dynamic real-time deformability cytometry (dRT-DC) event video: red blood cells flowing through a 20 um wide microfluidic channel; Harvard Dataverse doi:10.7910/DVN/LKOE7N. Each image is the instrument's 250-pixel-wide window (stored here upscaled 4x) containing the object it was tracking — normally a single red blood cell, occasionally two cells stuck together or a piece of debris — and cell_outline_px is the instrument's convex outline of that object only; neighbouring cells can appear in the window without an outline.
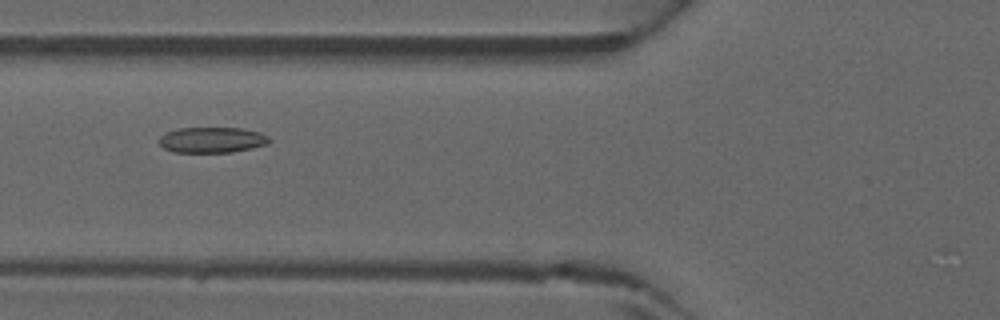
{"species": "common noctule bat (a hibernating species)", "species_latin": "Nyctalus noctula", "temperature_condition": "warm", "stored_images_in_passage": 15, "camera_frame_rate_fps": 3000, "um_per_image_px": 0.085, "animal": {"sex": "male", "forearm_length_mm": 52.5}, "frame": {"image": 1, "passage_image": 8, "time_ms": 2.333, "image_size_px": [1000, 320], "cell_outline_px": [[272, 140], [268, 144], [252, 148], [232, 152], [172, 152], [164, 148], [160, 144], [160, 136], [168, 132], [180, 128], [240, 128], [260, 132], [268, 136]], "centroid_in_image_um": [18.06, 11.9], "position_along_channel_um": 107.7, "area_um2": 16.42}}
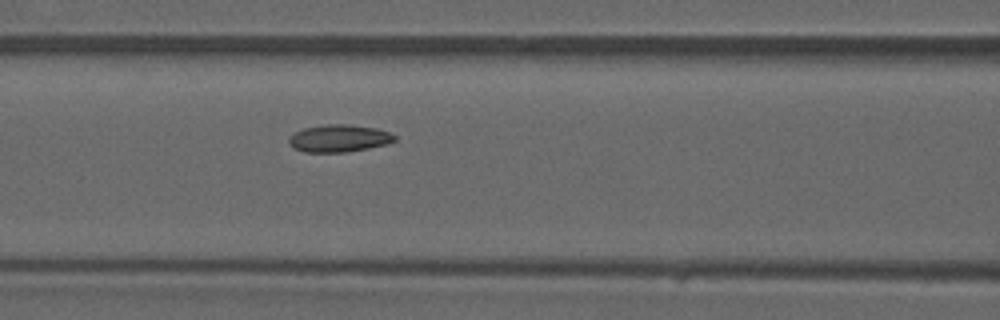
{"frame": {"image": 2, "passage_image": 10, "time_ms": 3.0, "image_size_px": [1000, 320], "cell_outline_px": [[396, 140], [388, 144], [348, 152], [304, 152], [292, 148], [288, 144], [288, 136], [304, 128], [324, 124], [348, 124], [376, 128], [392, 132], [396, 136]], "centroid_in_image_um": [28.81, 11.76], "position_along_channel_um": 137.8, "area_um2": 17.17}}
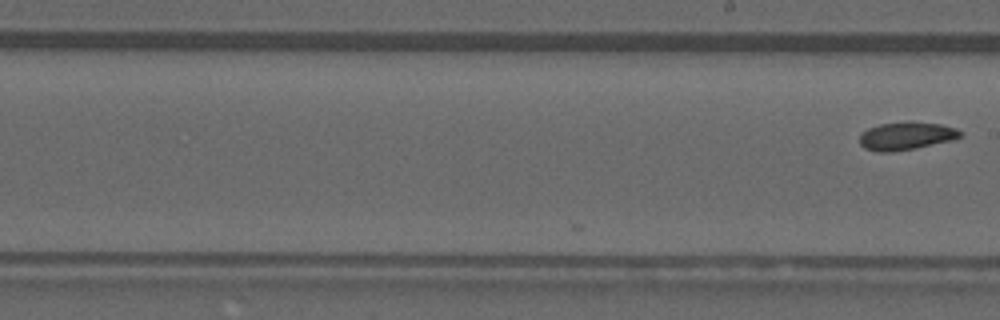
{"frame": {"image": 3, "passage_image": 15, "time_ms": 4.667, "image_size_px": [1000, 320], "cell_outline_px": [[964, 132], [960, 136], [952, 140], [916, 148], [892, 152], [876, 152], [864, 148], [860, 144], [860, 136], [868, 128], [880, 124], [908, 120], [912, 120], [940, 124], [956, 128]], "centroid_in_image_um": [77.04, 11.54], "position_along_channel_um": 212.0, "area_um2": 16.65}}